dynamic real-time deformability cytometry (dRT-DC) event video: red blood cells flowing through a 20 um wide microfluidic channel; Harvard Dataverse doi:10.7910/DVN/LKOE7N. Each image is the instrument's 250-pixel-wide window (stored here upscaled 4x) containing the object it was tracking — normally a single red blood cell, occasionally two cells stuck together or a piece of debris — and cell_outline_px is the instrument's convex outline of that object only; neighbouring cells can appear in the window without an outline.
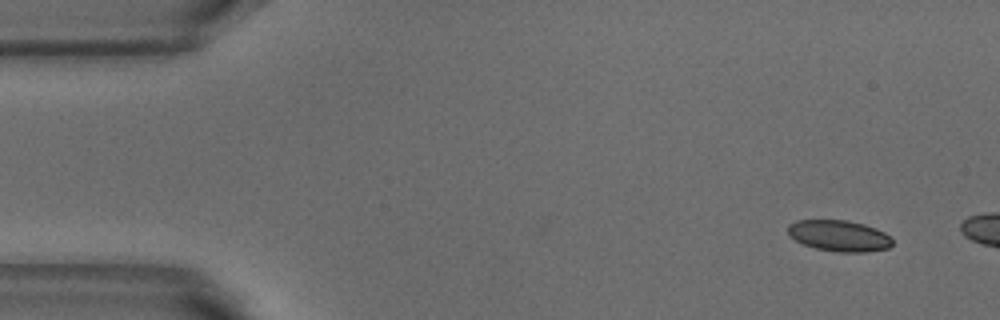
{"species": "common noctule bat (a hibernating species)", "species_latin": "Nyctalus noctula", "temperature_condition": "warm", "stored_images_in_passage": 2, "camera_frame_rate_fps": 3000, "um_per_image_px": 0.085, "animal": {"sex": "male", "body_mass_g": 18.8}, "frame": {"image": 1, "passage_image": 1, "time_ms": 0.0, "image_size_px": [1000, 320], "cell_outline_px": [[892, 244], [888, 248], [864, 252], [840, 252], [816, 248], [804, 244], [796, 240], [788, 232], [788, 224], [796, 220], [848, 220], [864, 224], [876, 228], [884, 232], [892, 240]], "centroid_in_image_um": [71.33, 20.03], "position_along_channel_um": 13.7, "area_um2": 18.79}}